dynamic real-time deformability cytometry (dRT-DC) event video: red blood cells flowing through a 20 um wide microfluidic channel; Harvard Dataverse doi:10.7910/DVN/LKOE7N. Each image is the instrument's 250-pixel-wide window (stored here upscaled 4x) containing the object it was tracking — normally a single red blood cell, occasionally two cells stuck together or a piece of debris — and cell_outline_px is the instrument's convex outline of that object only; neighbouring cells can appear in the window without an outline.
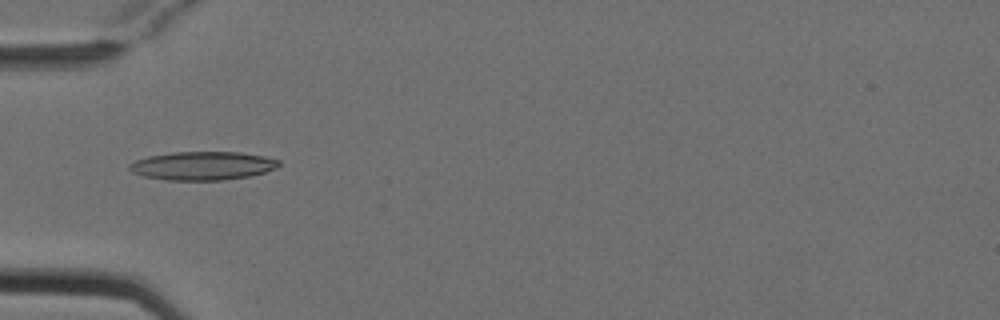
{"species": "Egyptian fruit bat (a non-hibernating species)", "species_latin": "Rousettus aegyptiacus", "temperature_condition": "cold", "stored_images_in_passage": 8, "camera_frame_rate_fps": 3000, "um_per_image_px": 0.085, "animal": {"sex": "female"}, "frame": {"image": 1, "passage_image": 5, "time_ms": 1.333, "image_size_px": [1000, 320], "cell_outline_px": [[280, 164], [276, 168], [252, 176], [220, 180], [164, 180], [144, 176], [132, 172], [128, 168], [128, 164], [136, 160], [148, 156], [172, 152], [240, 152], [264, 156], [280, 160]], "centroid_in_image_um": [17.22, 14.09], "position_along_channel_um": 67.8, "area_um2": 24.91}}
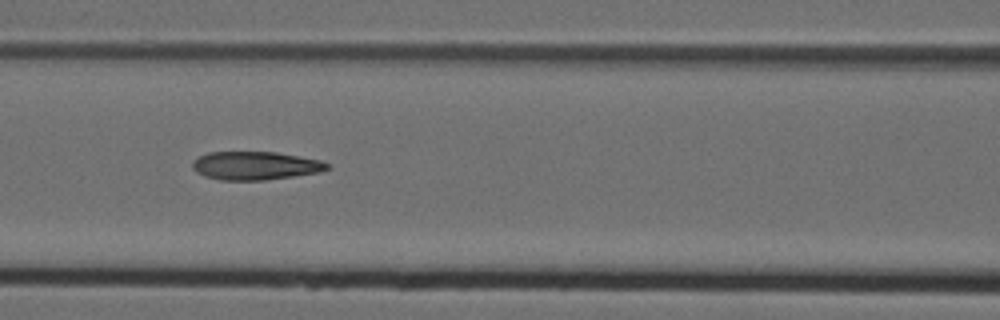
{"frame": {"image": 2, "passage_image": 7, "time_ms": 2.0, "image_size_px": [1000, 320], "cell_outline_px": [[332, 168], [320, 172], [264, 180], [220, 180], [204, 176], [196, 172], [192, 168], [192, 160], [208, 152], [276, 152], [320, 160], [328, 164]], "centroid_in_image_um": [21.68, 14.08], "position_along_channel_um": 144.9, "area_um2": 22.25}}
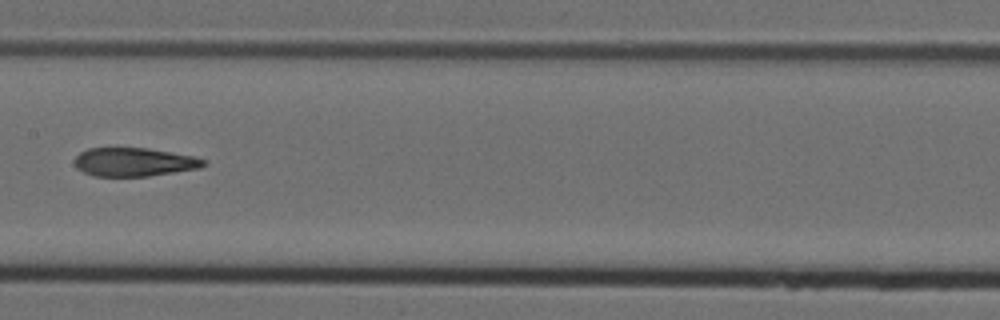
{"frame": {"image": 3, "passage_image": 8, "time_ms": 2.333, "image_size_px": [1000, 320], "cell_outline_px": [[208, 164], [200, 168], [148, 176], [92, 176], [76, 168], [72, 160], [80, 152], [88, 148], [148, 148], [192, 156], [208, 160]], "centroid_in_image_um": [11.38, 13.77], "position_along_channel_um": 196.0, "area_um2": 21.62}}